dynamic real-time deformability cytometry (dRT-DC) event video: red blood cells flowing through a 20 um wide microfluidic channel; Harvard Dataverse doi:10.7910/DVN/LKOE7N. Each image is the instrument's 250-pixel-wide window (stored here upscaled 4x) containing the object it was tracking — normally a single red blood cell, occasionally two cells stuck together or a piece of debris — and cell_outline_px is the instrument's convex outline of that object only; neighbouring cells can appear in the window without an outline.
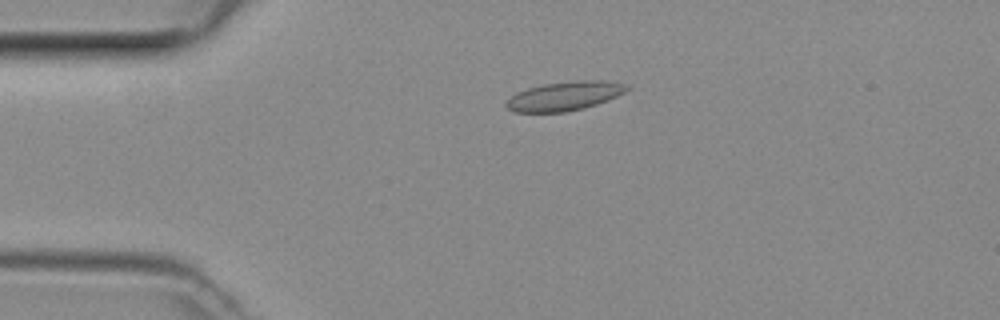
{"species": "common noctule bat (a hibernating species)", "species_latin": "Nyctalus noctula", "temperature_condition": "room temperature", "stored_images_in_passage": 40, "camera_frame_rate_fps": 3000, "um_per_image_px": 0.085, "animal": {"sex": "female", "body_mass_g": 29.2, "forearm_length_mm": 56.3}, "frame": {"image": 1, "passage_image": 2, "time_ms": 0.333, "image_size_px": [1000, 320], "cell_outline_px": [[628, 88], [624, 92], [616, 96], [596, 104], [584, 108], [564, 112], [516, 112], [508, 108], [504, 104], [516, 92], [528, 88], [544, 84], [576, 80], [604, 80], [624, 84]], "centroid_in_image_um": [47.95, 8.16], "position_along_channel_um": 37.0, "area_um2": 20.11}}
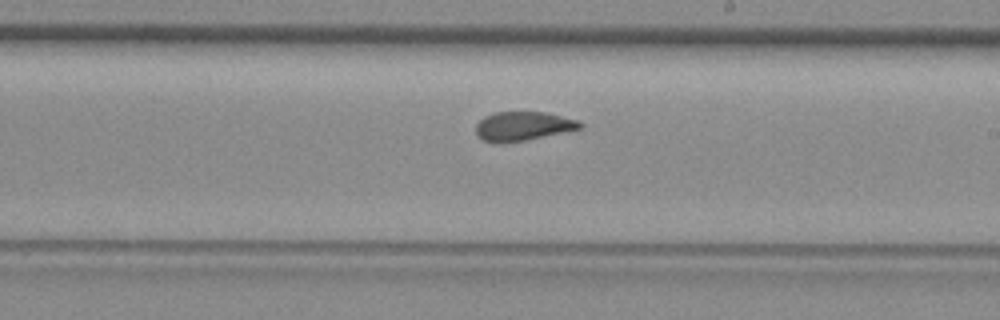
{"frame": {"image": 2, "passage_image": 19, "time_ms": 6.0, "image_size_px": [1000, 320], "cell_outline_px": [[584, 128], [524, 140], [496, 144], [492, 144], [480, 140], [476, 136], [476, 124], [484, 116], [496, 112], [544, 112], [580, 120], [584, 124]], "centroid_in_image_um": [44.43, 10.73], "position_along_channel_um": 244.6, "area_um2": 17.92}}
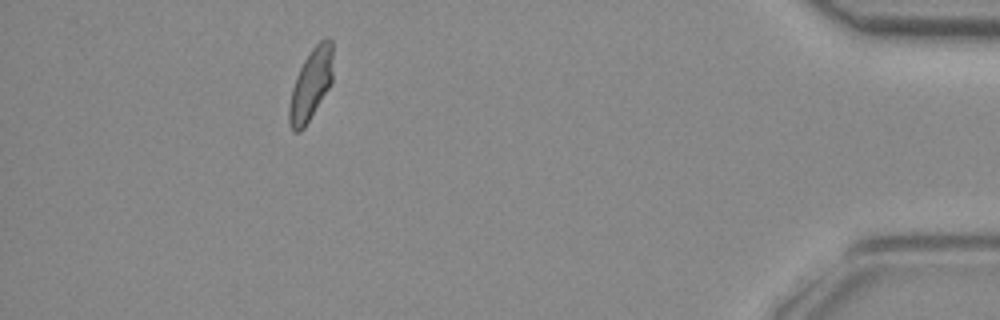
{"frame": {"image": 3, "passage_image": 35, "time_ms": 11.333, "image_size_px": [1000, 320], "cell_outline_px": [[332, 84], [304, 128], [300, 132], [292, 132], [288, 120], [288, 108], [292, 88], [296, 76], [304, 60], [312, 48], [324, 36], [328, 36], [332, 40]], "centroid_in_image_um": [26.42, 7.18], "position_along_channel_um": 408.8, "area_um2": 18.44}}